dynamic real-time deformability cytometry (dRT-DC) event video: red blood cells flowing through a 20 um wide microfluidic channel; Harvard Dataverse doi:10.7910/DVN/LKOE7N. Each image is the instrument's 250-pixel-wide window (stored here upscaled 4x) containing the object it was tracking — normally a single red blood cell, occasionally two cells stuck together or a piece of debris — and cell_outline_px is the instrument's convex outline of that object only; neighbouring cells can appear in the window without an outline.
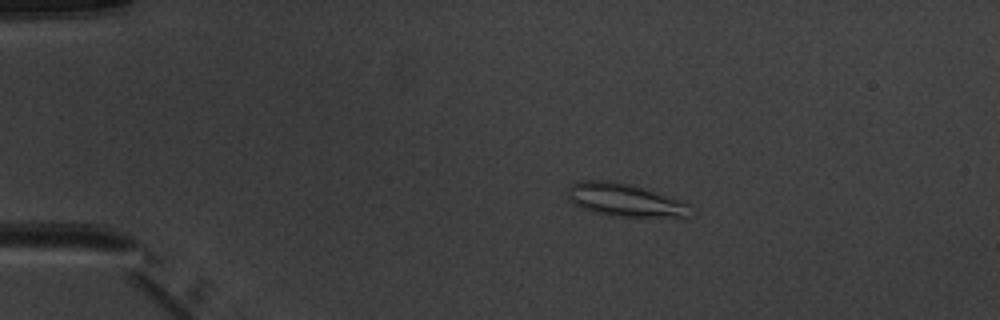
{"species": "common noctule bat (a hibernating species)", "species_latin": "Nyctalus noctula", "temperature_condition": "warm", "stored_images_in_passage": 5, "camera_frame_rate_fps": 3000, "um_per_image_px": 0.085, "animal": {"sex": "male", "body_mass_g": 20.1, "forearm_length_mm": 53.5}, "frame": {"image": 1, "passage_image": 3, "time_ms": 2.333, "image_size_px": [1000, 320], "cell_outline_px": [[696, 208], [688, 216], [608, 216], [592, 212], [580, 208], [572, 204], [568, 200], [568, 188], [576, 180], [604, 180], [628, 184], [644, 188], [688, 200]], "centroid_in_image_um": [53.16, 17.0], "position_along_channel_um": 31.8, "area_um2": 24.22}}
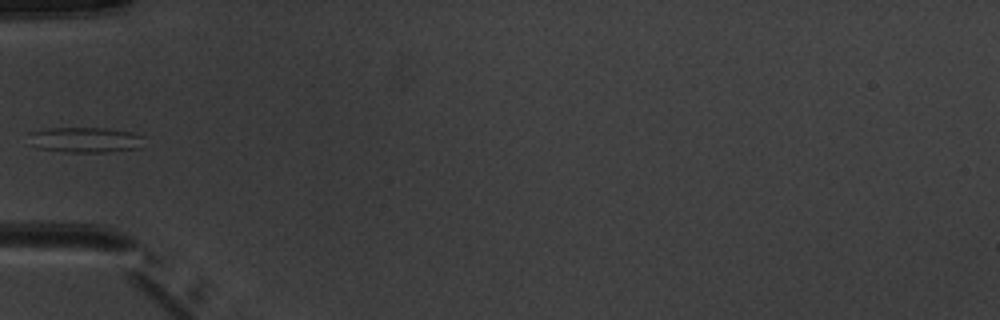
{"frame": {"image": 2, "passage_image": 5, "time_ms": 5.0, "image_size_px": [1000, 320], "cell_outline_px": [[144, 148], [104, 152], [64, 152], [36, 148], [32, 144], [28, 132], [48, 128], [104, 128], [132, 132], [144, 136]], "centroid_in_image_um": [7.29, 11.89], "position_along_channel_um": 77.7, "area_um2": 17.34}}